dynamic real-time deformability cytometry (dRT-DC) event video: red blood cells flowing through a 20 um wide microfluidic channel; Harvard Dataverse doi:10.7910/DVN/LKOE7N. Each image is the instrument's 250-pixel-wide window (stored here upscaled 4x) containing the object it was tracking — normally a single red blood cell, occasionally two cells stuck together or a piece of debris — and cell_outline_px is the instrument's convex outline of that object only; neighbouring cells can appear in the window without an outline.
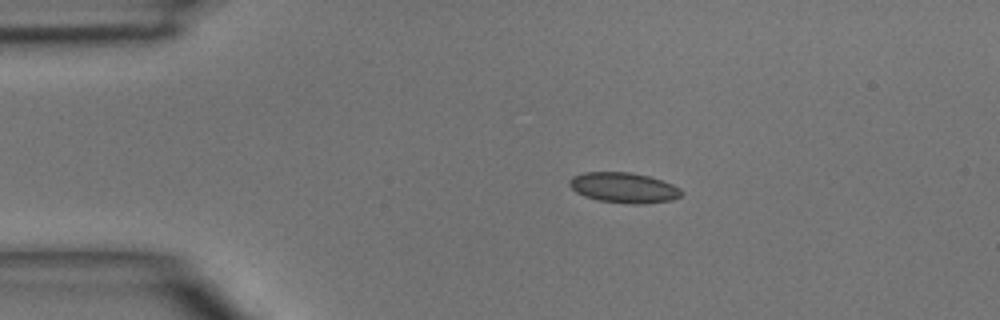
{"species": "common noctule bat (a hibernating species)", "species_latin": "Nyctalus noctula", "temperature_condition": "room temperature", "stored_images_in_passage": 2, "camera_frame_rate_fps": 3000, "um_per_image_px": 0.085, "animal": {"sex": "male", "body_mass_g": 15.6}, "frame": {"image": 1, "passage_image": 1, "time_ms": 0.0, "image_size_px": [1000, 320], "cell_outline_px": [[684, 192], [680, 196], [672, 200], [636, 204], [600, 200], [584, 196], [576, 192], [568, 184], [568, 180], [572, 176], [584, 172], [628, 172], [648, 176], [672, 184], [680, 188]], "centroid_in_image_um": [53.0, 15.94], "position_along_channel_um": 32.0, "area_um2": 19.59}}